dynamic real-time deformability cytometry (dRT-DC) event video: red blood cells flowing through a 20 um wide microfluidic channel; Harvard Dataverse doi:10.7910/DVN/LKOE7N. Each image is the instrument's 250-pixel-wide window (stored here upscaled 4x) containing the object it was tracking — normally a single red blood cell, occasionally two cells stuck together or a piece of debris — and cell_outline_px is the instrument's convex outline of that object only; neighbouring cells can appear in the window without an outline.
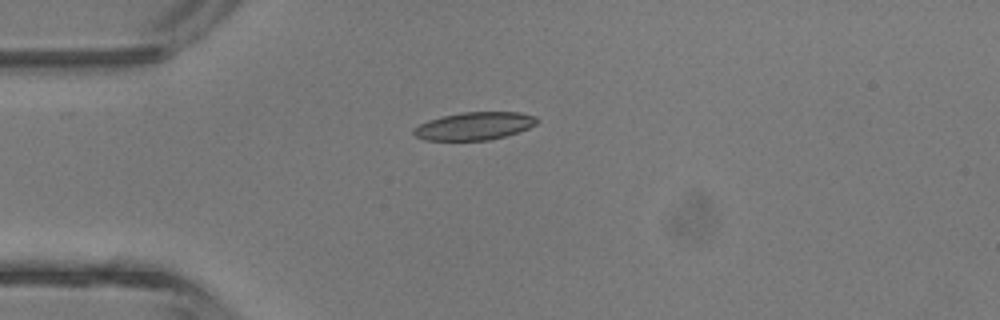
{"species": "common noctule bat (a hibernating species)", "species_latin": "Nyctalus noctula", "temperature_condition": "room temperature", "stored_images_in_passage": 1, "camera_frame_rate_fps": 3000, "um_per_image_px": 0.085, "animal": {"sex": "male", "body_mass_g": 13.3}, "frame": {"image": 1, "passage_image": 1, "time_ms": 0.0, "image_size_px": [1000, 320], "cell_outline_px": [[540, 120], [536, 124], [528, 128], [504, 136], [488, 140], [424, 140], [416, 136], [412, 132], [420, 124], [428, 120], [444, 116], [464, 112], [520, 112], [536, 116]], "centroid_in_image_um": [40.35, 10.7], "position_along_channel_um": 44.7, "area_um2": 19.77}}